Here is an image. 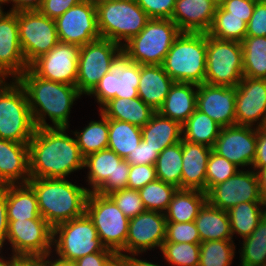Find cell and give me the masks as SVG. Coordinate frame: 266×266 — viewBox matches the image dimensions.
<instances>
[{
  "label": "cell",
  "mask_w": 266,
  "mask_h": 266,
  "mask_svg": "<svg viewBox=\"0 0 266 266\" xmlns=\"http://www.w3.org/2000/svg\"><path fill=\"white\" fill-rule=\"evenodd\" d=\"M246 32L247 17L228 16V12L218 4L213 24L207 34L219 40L242 42Z\"/></svg>",
  "instance_id": "obj_38"
},
{
  "label": "cell",
  "mask_w": 266,
  "mask_h": 266,
  "mask_svg": "<svg viewBox=\"0 0 266 266\" xmlns=\"http://www.w3.org/2000/svg\"><path fill=\"white\" fill-rule=\"evenodd\" d=\"M194 222L201 242L232 240L227 211L212 206L208 201L203 205Z\"/></svg>",
  "instance_id": "obj_30"
},
{
  "label": "cell",
  "mask_w": 266,
  "mask_h": 266,
  "mask_svg": "<svg viewBox=\"0 0 266 266\" xmlns=\"http://www.w3.org/2000/svg\"><path fill=\"white\" fill-rule=\"evenodd\" d=\"M192 86L197 84L174 82L157 112L183 125L196 110L197 90Z\"/></svg>",
  "instance_id": "obj_27"
},
{
  "label": "cell",
  "mask_w": 266,
  "mask_h": 266,
  "mask_svg": "<svg viewBox=\"0 0 266 266\" xmlns=\"http://www.w3.org/2000/svg\"><path fill=\"white\" fill-rule=\"evenodd\" d=\"M29 179L28 143L0 139V186L26 184Z\"/></svg>",
  "instance_id": "obj_24"
},
{
  "label": "cell",
  "mask_w": 266,
  "mask_h": 266,
  "mask_svg": "<svg viewBox=\"0 0 266 266\" xmlns=\"http://www.w3.org/2000/svg\"><path fill=\"white\" fill-rule=\"evenodd\" d=\"M5 79L0 75V84L4 81Z\"/></svg>",
  "instance_id": "obj_66"
},
{
  "label": "cell",
  "mask_w": 266,
  "mask_h": 266,
  "mask_svg": "<svg viewBox=\"0 0 266 266\" xmlns=\"http://www.w3.org/2000/svg\"><path fill=\"white\" fill-rule=\"evenodd\" d=\"M83 0H43L39 11L50 19L56 20L68 9Z\"/></svg>",
  "instance_id": "obj_54"
},
{
  "label": "cell",
  "mask_w": 266,
  "mask_h": 266,
  "mask_svg": "<svg viewBox=\"0 0 266 266\" xmlns=\"http://www.w3.org/2000/svg\"><path fill=\"white\" fill-rule=\"evenodd\" d=\"M8 235L7 185L0 186V251Z\"/></svg>",
  "instance_id": "obj_57"
},
{
  "label": "cell",
  "mask_w": 266,
  "mask_h": 266,
  "mask_svg": "<svg viewBox=\"0 0 266 266\" xmlns=\"http://www.w3.org/2000/svg\"><path fill=\"white\" fill-rule=\"evenodd\" d=\"M207 201L225 211L243 202H263L256 172L237 171L228 180L215 185L207 193Z\"/></svg>",
  "instance_id": "obj_17"
},
{
  "label": "cell",
  "mask_w": 266,
  "mask_h": 266,
  "mask_svg": "<svg viewBox=\"0 0 266 266\" xmlns=\"http://www.w3.org/2000/svg\"><path fill=\"white\" fill-rule=\"evenodd\" d=\"M100 111L108 119L128 122L140 128L145 126L156 112L139 97L111 99Z\"/></svg>",
  "instance_id": "obj_29"
},
{
  "label": "cell",
  "mask_w": 266,
  "mask_h": 266,
  "mask_svg": "<svg viewBox=\"0 0 266 266\" xmlns=\"http://www.w3.org/2000/svg\"><path fill=\"white\" fill-rule=\"evenodd\" d=\"M27 219H43L34 190L28 183L7 185V220Z\"/></svg>",
  "instance_id": "obj_32"
},
{
  "label": "cell",
  "mask_w": 266,
  "mask_h": 266,
  "mask_svg": "<svg viewBox=\"0 0 266 266\" xmlns=\"http://www.w3.org/2000/svg\"><path fill=\"white\" fill-rule=\"evenodd\" d=\"M0 12V75H14L18 79L29 65L22 53L19 41L17 12Z\"/></svg>",
  "instance_id": "obj_21"
},
{
  "label": "cell",
  "mask_w": 266,
  "mask_h": 266,
  "mask_svg": "<svg viewBox=\"0 0 266 266\" xmlns=\"http://www.w3.org/2000/svg\"><path fill=\"white\" fill-rule=\"evenodd\" d=\"M167 220L164 213L145 210L129 220L128 236L122 251L131 255L147 249L162 248L166 236Z\"/></svg>",
  "instance_id": "obj_19"
},
{
  "label": "cell",
  "mask_w": 266,
  "mask_h": 266,
  "mask_svg": "<svg viewBox=\"0 0 266 266\" xmlns=\"http://www.w3.org/2000/svg\"><path fill=\"white\" fill-rule=\"evenodd\" d=\"M85 213L92 220L103 246L123 256L130 219L108 195L97 192L88 194Z\"/></svg>",
  "instance_id": "obj_8"
},
{
  "label": "cell",
  "mask_w": 266,
  "mask_h": 266,
  "mask_svg": "<svg viewBox=\"0 0 266 266\" xmlns=\"http://www.w3.org/2000/svg\"><path fill=\"white\" fill-rule=\"evenodd\" d=\"M66 130L36 128L28 143L30 178H65L71 172L85 168V157L76 139L69 137Z\"/></svg>",
  "instance_id": "obj_1"
},
{
  "label": "cell",
  "mask_w": 266,
  "mask_h": 266,
  "mask_svg": "<svg viewBox=\"0 0 266 266\" xmlns=\"http://www.w3.org/2000/svg\"><path fill=\"white\" fill-rule=\"evenodd\" d=\"M89 1L96 3V2L101 1V0H89Z\"/></svg>",
  "instance_id": "obj_67"
},
{
  "label": "cell",
  "mask_w": 266,
  "mask_h": 266,
  "mask_svg": "<svg viewBox=\"0 0 266 266\" xmlns=\"http://www.w3.org/2000/svg\"><path fill=\"white\" fill-rule=\"evenodd\" d=\"M163 257L175 266H199L200 244L163 242Z\"/></svg>",
  "instance_id": "obj_44"
},
{
  "label": "cell",
  "mask_w": 266,
  "mask_h": 266,
  "mask_svg": "<svg viewBox=\"0 0 266 266\" xmlns=\"http://www.w3.org/2000/svg\"><path fill=\"white\" fill-rule=\"evenodd\" d=\"M218 4L215 0H176L171 20L181 32L207 33Z\"/></svg>",
  "instance_id": "obj_23"
},
{
  "label": "cell",
  "mask_w": 266,
  "mask_h": 266,
  "mask_svg": "<svg viewBox=\"0 0 266 266\" xmlns=\"http://www.w3.org/2000/svg\"><path fill=\"white\" fill-rule=\"evenodd\" d=\"M17 22L22 53L28 65L60 42L55 20L39 10L17 12Z\"/></svg>",
  "instance_id": "obj_12"
},
{
  "label": "cell",
  "mask_w": 266,
  "mask_h": 266,
  "mask_svg": "<svg viewBox=\"0 0 266 266\" xmlns=\"http://www.w3.org/2000/svg\"><path fill=\"white\" fill-rule=\"evenodd\" d=\"M84 167L89 168L91 192L108 195L127 188L130 163L109 148L87 155Z\"/></svg>",
  "instance_id": "obj_13"
},
{
  "label": "cell",
  "mask_w": 266,
  "mask_h": 266,
  "mask_svg": "<svg viewBox=\"0 0 266 266\" xmlns=\"http://www.w3.org/2000/svg\"><path fill=\"white\" fill-rule=\"evenodd\" d=\"M207 202V194L196 189H177L174 193L165 218L167 222H191L199 214L203 205Z\"/></svg>",
  "instance_id": "obj_31"
},
{
  "label": "cell",
  "mask_w": 266,
  "mask_h": 266,
  "mask_svg": "<svg viewBox=\"0 0 266 266\" xmlns=\"http://www.w3.org/2000/svg\"><path fill=\"white\" fill-rule=\"evenodd\" d=\"M108 266H126L122 257L117 256Z\"/></svg>",
  "instance_id": "obj_63"
},
{
  "label": "cell",
  "mask_w": 266,
  "mask_h": 266,
  "mask_svg": "<svg viewBox=\"0 0 266 266\" xmlns=\"http://www.w3.org/2000/svg\"><path fill=\"white\" fill-rule=\"evenodd\" d=\"M53 245L56 246L55 251L59 259L70 262L96 252H113L103 246L92 220L86 213L55 226Z\"/></svg>",
  "instance_id": "obj_9"
},
{
  "label": "cell",
  "mask_w": 266,
  "mask_h": 266,
  "mask_svg": "<svg viewBox=\"0 0 266 266\" xmlns=\"http://www.w3.org/2000/svg\"><path fill=\"white\" fill-rule=\"evenodd\" d=\"M41 217L53 228L82 216L91 189L78 187L65 178H30Z\"/></svg>",
  "instance_id": "obj_3"
},
{
  "label": "cell",
  "mask_w": 266,
  "mask_h": 266,
  "mask_svg": "<svg viewBox=\"0 0 266 266\" xmlns=\"http://www.w3.org/2000/svg\"><path fill=\"white\" fill-rule=\"evenodd\" d=\"M255 172L258 177L261 198L266 204V167Z\"/></svg>",
  "instance_id": "obj_60"
},
{
  "label": "cell",
  "mask_w": 266,
  "mask_h": 266,
  "mask_svg": "<svg viewBox=\"0 0 266 266\" xmlns=\"http://www.w3.org/2000/svg\"><path fill=\"white\" fill-rule=\"evenodd\" d=\"M48 256H14L12 266H47Z\"/></svg>",
  "instance_id": "obj_58"
},
{
  "label": "cell",
  "mask_w": 266,
  "mask_h": 266,
  "mask_svg": "<svg viewBox=\"0 0 266 266\" xmlns=\"http://www.w3.org/2000/svg\"><path fill=\"white\" fill-rule=\"evenodd\" d=\"M196 109L221 127L236 125V87L198 84Z\"/></svg>",
  "instance_id": "obj_22"
},
{
  "label": "cell",
  "mask_w": 266,
  "mask_h": 266,
  "mask_svg": "<svg viewBox=\"0 0 266 266\" xmlns=\"http://www.w3.org/2000/svg\"><path fill=\"white\" fill-rule=\"evenodd\" d=\"M46 263L47 266H76L74 262L64 261L61 259H56L53 262L47 259Z\"/></svg>",
  "instance_id": "obj_62"
},
{
  "label": "cell",
  "mask_w": 266,
  "mask_h": 266,
  "mask_svg": "<svg viewBox=\"0 0 266 266\" xmlns=\"http://www.w3.org/2000/svg\"><path fill=\"white\" fill-rule=\"evenodd\" d=\"M158 156L159 153L156 149L151 148L148 143L142 140L133 153L127 155L125 160L134 165H155Z\"/></svg>",
  "instance_id": "obj_53"
},
{
  "label": "cell",
  "mask_w": 266,
  "mask_h": 266,
  "mask_svg": "<svg viewBox=\"0 0 266 266\" xmlns=\"http://www.w3.org/2000/svg\"><path fill=\"white\" fill-rule=\"evenodd\" d=\"M9 1L14 4L10 12L39 10L43 3V0H7Z\"/></svg>",
  "instance_id": "obj_59"
},
{
  "label": "cell",
  "mask_w": 266,
  "mask_h": 266,
  "mask_svg": "<svg viewBox=\"0 0 266 266\" xmlns=\"http://www.w3.org/2000/svg\"><path fill=\"white\" fill-rule=\"evenodd\" d=\"M80 47L59 42L48 53L39 56L29 68L39 77L76 85Z\"/></svg>",
  "instance_id": "obj_16"
},
{
  "label": "cell",
  "mask_w": 266,
  "mask_h": 266,
  "mask_svg": "<svg viewBox=\"0 0 266 266\" xmlns=\"http://www.w3.org/2000/svg\"><path fill=\"white\" fill-rule=\"evenodd\" d=\"M150 19H171L176 0H135Z\"/></svg>",
  "instance_id": "obj_50"
},
{
  "label": "cell",
  "mask_w": 266,
  "mask_h": 266,
  "mask_svg": "<svg viewBox=\"0 0 266 266\" xmlns=\"http://www.w3.org/2000/svg\"><path fill=\"white\" fill-rule=\"evenodd\" d=\"M177 189L173 185L156 179L138 191L146 210L165 213Z\"/></svg>",
  "instance_id": "obj_42"
},
{
  "label": "cell",
  "mask_w": 266,
  "mask_h": 266,
  "mask_svg": "<svg viewBox=\"0 0 266 266\" xmlns=\"http://www.w3.org/2000/svg\"><path fill=\"white\" fill-rule=\"evenodd\" d=\"M56 29L61 43L79 47L101 38L96 4L83 0L68 9L56 20Z\"/></svg>",
  "instance_id": "obj_15"
},
{
  "label": "cell",
  "mask_w": 266,
  "mask_h": 266,
  "mask_svg": "<svg viewBox=\"0 0 266 266\" xmlns=\"http://www.w3.org/2000/svg\"><path fill=\"white\" fill-rule=\"evenodd\" d=\"M142 141L141 128L128 122L109 119L108 147L125 159Z\"/></svg>",
  "instance_id": "obj_34"
},
{
  "label": "cell",
  "mask_w": 266,
  "mask_h": 266,
  "mask_svg": "<svg viewBox=\"0 0 266 266\" xmlns=\"http://www.w3.org/2000/svg\"><path fill=\"white\" fill-rule=\"evenodd\" d=\"M157 179L181 189L182 143L163 149L155 163Z\"/></svg>",
  "instance_id": "obj_37"
},
{
  "label": "cell",
  "mask_w": 266,
  "mask_h": 266,
  "mask_svg": "<svg viewBox=\"0 0 266 266\" xmlns=\"http://www.w3.org/2000/svg\"><path fill=\"white\" fill-rule=\"evenodd\" d=\"M252 166L254 171L266 167V126L257 127L256 156Z\"/></svg>",
  "instance_id": "obj_56"
},
{
  "label": "cell",
  "mask_w": 266,
  "mask_h": 266,
  "mask_svg": "<svg viewBox=\"0 0 266 266\" xmlns=\"http://www.w3.org/2000/svg\"><path fill=\"white\" fill-rule=\"evenodd\" d=\"M233 240H214L200 243L199 266H230L234 258Z\"/></svg>",
  "instance_id": "obj_43"
},
{
  "label": "cell",
  "mask_w": 266,
  "mask_h": 266,
  "mask_svg": "<svg viewBox=\"0 0 266 266\" xmlns=\"http://www.w3.org/2000/svg\"><path fill=\"white\" fill-rule=\"evenodd\" d=\"M243 78L242 43L219 40L207 34L204 83L236 87Z\"/></svg>",
  "instance_id": "obj_10"
},
{
  "label": "cell",
  "mask_w": 266,
  "mask_h": 266,
  "mask_svg": "<svg viewBox=\"0 0 266 266\" xmlns=\"http://www.w3.org/2000/svg\"><path fill=\"white\" fill-rule=\"evenodd\" d=\"M7 240L14 256H50L53 227L44 219L8 220Z\"/></svg>",
  "instance_id": "obj_14"
},
{
  "label": "cell",
  "mask_w": 266,
  "mask_h": 266,
  "mask_svg": "<svg viewBox=\"0 0 266 266\" xmlns=\"http://www.w3.org/2000/svg\"><path fill=\"white\" fill-rule=\"evenodd\" d=\"M180 33L171 19H150L138 35L122 46V54L140 65H162Z\"/></svg>",
  "instance_id": "obj_6"
},
{
  "label": "cell",
  "mask_w": 266,
  "mask_h": 266,
  "mask_svg": "<svg viewBox=\"0 0 266 266\" xmlns=\"http://www.w3.org/2000/svg\"><path fill=\"white\" fill-rule=\"evenodd\" d=\"M245 36L266 37V4L263 0H257L251 19L247 23V32Z\"/></svg>",
  "instance_id": "obj_51"
},
{
  "label": "cell",
  "mask_w": 266,
  "mask_h": 266,
  "mask_svg": "<svg viewBox=\"0 0 266 266\" xmlns=\"http://www.w3.org/2000/svg\"><path fill=\"white\" fill-rule=\"evenodd\" d=\"M122 55V46L108 39H97L80 47L76 87L89 95L100 79Z\"/></svg>",
  "instance_id": "obj_11"
},
{
  "label": "cell",
  "mask_w": 266,
  "mask_h": 266,
  "mask_svg": "<svg viewBox=\"0 0 266 266\" xmlns=\"http://www.w3.org/2000/svg\"><path fill=\"white\" fill-rule=\"evenodd\" d=\"M237 166L226 158L211 151L206 167V194L215 186L232 177L238 170Z\"/></svg>",
  "instance_id": "obj_45"
},
{
  "label": "cell",
  "mask_w": 266,
  "mask_h": 266,
  "mask_svg": "<svg viewBox=\"0 0 266 266\" xmlns=\"http://www.w3.org/2000/svg\"><path fill=\"white\" fill-rule=\"evenodd\" d=\"M121 257L124 259L126 266H160L125 254Z\"/></svg>",
  "instance_id": "obj_61"
},
{
  "label": "cell",
  "mask_w": 266,
  "mask_h": 266,
  "mask_svg": "<svg viewBox=\"0 0 266 266\" xmlns=\"http://www.w3.org/2000/svg\"><path fill=\"white\" fill-rule=\"evenodd\" d=\"M142 140L160 153L163 149L182 140V125L155 112L141 128Z\"/></svg>",
  "instance_id": "obj_28"
},
{
  "label": "cell",
  "mask_w": 266,
  "mask_h": 266,
  "mask_svg": "<svg viewBox=\"0 0 266 266\" xmlns=\"http://www.w3.org/2000/svg\"><path fill=\"white\" fill-rule=\"evenodd\" d=\"M101 121H91L80 132H74L81 154L87 155L108 147L109 119L101 113Z\"/></svg>",
  "instance_id": "obj_39"
},
{
  "label": "cell",
  "mask_w": 266,
  "mask_h": 266,
  "mask_svg": "<svg viewBox=\"0 0 266 266\" xmlns=\"http://www.w3.org/2000/svg\"><path fill=\"white\" fill-rule=\"evenodd\" d=\"M118 255L115 252H96L76 260V266H108Z\"/></svg>",
  "instance_id": "obj_55"
},
{
  "label": "cell",
  "mask_w": 266,
  "mask_h": 266,
  "mask_svg": "<svg viewBox=\"0 0 266 266\" xmlns=\"http://www.w3.org/2000/svg\"><path fill=\"white\" fill-rule=\"evenodd\" d=\"M261 205L266 206L264 202H243L227 211L232 236L235 233L242 238L251 235L266 214V209L262 210Z\"/></svg>",
  "instance_id": "obj_35"
},
{
  "label": "cell",
  "mask_w": 266,
  "mask_h": 266,
  "mask_svg": "<svg viewBox=\"0 0 266 266\" xmlns=\"http://www.w3.org/2000/svg\"><path fill=\"white\" fill-rule=\"evenodd\" d=\"M108 196L129 219L146 210L138 190L126 188L114 191Z\"/></svg>",
  "instance_id": "obj_46"
},
{
  "label": "cell",
  "mask_w": 266,
  "mask_h": 266,
  "mask_svg": "<svg viewBox=\"0 0 266 266\" xmlns=\"http://www.w3.org/2000/svg\"><path fill=\"white\" fill-rule=\"evenodd\" d=\"M13 265V256L10 258V260L3 259V257H0V266H12Z\"/></svg>",
  "instance_id": "obj_64"
},
{
  "label": "cell",
  "mask_w": 266,
  "mask_h": 266,
  "mask_svg": "<svg viewBox=\"0 0 266 266\" xmlns=\"http://www.w3.org/2000/svg\"><path fill=\"white\" fill-rule=\"evenodd\" d=\"M157 179L155 165L130 164L127 188L139 190Z\"/></svg>",
  "instance_id": "obj_49"
},
{
  "label": "cell",
  "mask_w": 266,
  "mask_h": 266,
  "mask_svg": "<svg viewBox=\"0 0 266 266\" xmlns=\"http://www.w3.org/2000/svg\"><path fill=\"white\" fill-rule=\"evenodd\" d=\"M164 242L200 244V236L194 221L167 222Z\"/></svg>",
  "instance_id": "obj_47"
},
{
  "label": "cell",
  "mask_w": 266,
  "mask_h": 266,
  "mask_svg": "<svg viewBox=\"0 0 266 266\" xmlns=\"http://www.w3.org/2000/svg\"><path fill=\"white\" fill-rule=\"evenodd\" d=\"M221 128L213 119L196 109L182 125V139L213 148Z\"/></svg>",
  "instance_id": "obj_33"
},
{
  "label": "cell",
  "mask_w": 266,
  "mask_h": 266,
  "mask_svg": "<svg viewBox=\"0 0 266 266\" xmlns=\"http://www.w3.org/2000/svg\"><path fill=\"white\" fill-rule=\"evenodd\" d=\"M117 71L116 98L133 99L138 97L140 64L129 61L123 54L115 62Z\"/></svg>",
  "instance_id": "obj_41"
},
{
  "label": "cell",
  "mask_w": 266,
  "mask_h": 266,
  "mask_svg": "<svg viewBox=\"0 0 266 266\" xmlns=\"http://www.w3.org/2000/svg\"><path fill=\"white\" fill-rule=\"evenodd\" d=\"M13 81L0 84V139L29 143L36 127L27 93L17 79Z\"/></svg>",
  "instance_id": "obj_7"
},
{
  "label": "cell",
  "mask_w": 266,
  "mask_h": 266,
  "mask_svg": "<svg viewBox=\"0 0 266 266\" xmlns=\"http://www.w3.org/2000/svg\"><path fill=\"white\" fill-rule=\"evenodd\" d=\"M241 43L243 76L266 79V37L245 36Z\"/></svg>",
  "instance_id": "obj_36"
},
{
  "label": "cell",
  "mask_w": 266,
  "mask_h": 266,
  "mask_svg": "<svg viewBox=\"0 0 266 266\" xmlns=\"http://www.w3.org/2000/svg\"><path fill=\"white\" fill-rule=\"evenodd\" d=\"M236 125L266 126V79L243 76L236 86Z\"/></svg>",
  "instance_id": "obj_20"
},
{
  "label": "cell",
  "mask_w": 266,
  "mask_h": 266,
  "mask_svg": "<svg viewBox=\"0 0 266 266\" xmlns=\"http://www.w3.org/2000/svg\"><path fill=\"white\" fill-rule=\"evenodd\" d=\"M222 127L212 150L235 166L251 165L256 156L257 127Z\"/></svg>",
  "instance_id": "obj_18"
},
{
  "label": "cell",
  "mask_w": 266,
  "mask_h": 266,
  "mask_svg": "<svg viewBox=\"0 0 266 266\" xmlns=\"http://www.w3.org/2000/svg\"><path fill=\"white\" fill-rule=\"evenodd\" d=\"M101 38L123 46L146 26L150 17L135 0H101L95 3Z\"/></svg>",
  "instance_id": "obj_5"
},
{
  "label": "cell",
  "mask_w": 266,
  "mask_h": 266,
  "mask_svg": "<svg viewBox=\"0 0 266 266\" xmlns=\"http://www.w3.org/2000/svg\"><path fill=\"white\" fill-rule=\"evenodd\" d=\"M181 189H196L206 193V167L212 148L181 140Z\"/></svg>",
  "instance_id": "obj_25"
},
{
  "label": "cell",
  "mask_w": 266,
  "mask_h": 266,
  "mask_svg": "<svg viewBox=\"0 0 266 266\" xmlns=\"http://www.w3.org/2000/svg\"><path fill=\"white\" fill-rule=\"evenodd\" d=\"M207 33L181 32L166 54L162 67L174 82L204 83Z\"/></svg>",
  "instance_id": "obj_4"
},
{
  "label": "cell",
  "mask_w": 266,
  "mask_h": 266,
  "mask_svg": "<svg viewBox=\"0 0 266 266\" xmlns=\"http://www.w3.org/2000/svg\"><path fill=\"white\" fill-rule=\"evenodd\" d=\"M257 0H221L219 5L228 12V16L247 17L251 19Z\"/></svg>",
  "instance_id": "obj_52"
},
{
  "label": "cell",
  "mask_w": 266,
  "mask_h": 266,
  "mask_svg": "<svg viewBox=\"0 0 266 266\" xmlns=\"http://www.w3.org/2000/svg\"><path fill=\"white\" fill-rule=\"evenodd\" d=\"M174 84L161 65H140L138 97L154 111H158Z\"/></svg>",
  "instance_id": "obj_26"
},
{
  "label": "cell",
  "mask_w": 266,
  "mask_h": 266,
  "mask_svg": "<svg viewBox=\"0 0 266 266\" xmlns=\"http://www.w3.org/2000/svg\"><path fill=\"white\" fill-rule=\"evenodd\" d=\"M117 71L115 68L107 72L89 95H95L101 108L111 99L116 98Z\"/></svg>",
  "instance_id": "obj_48"
},
{
  "label": "cell",
  "mask_w": 266,
  "mask_h": 266,
  "mask_svg": "<svg viewBox=\"0 0 266 266\" xmlns=\"http://www.w3.org/2000/svg\"><path fill=\"white\" fill-rule=\"evenodd\" d=\"M17 80L27 93L36 128L53 127L46 123V115L54 127L68 128L71 106L82 95L76 86L43 79L30 68Z\"/></svg>",
  "instance_id": "obj_2"
},
{
  "label": "cell",
  "mask_w": 266,
  "mask_h": 266,
  "mask_svg": "<svg viewBox=\"0 0 266 266\" xmlns=\"http://www.w3.org/2000/svg\"><path fill=\"white\" fill-rule=\"evenodd\" d=\"M241 266H266V214L250 236L243 238Z\"/></svg>",
  "instance_id": "obj_40"
},
{
  "label": "cell",
  "mask_w": 266,
  "mask_h": 266,
  "mask_svg": "<svg viewBox=\"0 0 266 266\" xmlns=\"http://www.w3.org/2000/svg\"><path fill=\"white\" fill-rule=\"evenodd\" d=\"M2 3H7V0H0V8L2 9L1 5Z\"/></svg>",
  "instance_id": "obj_65"
}]
</instances>
